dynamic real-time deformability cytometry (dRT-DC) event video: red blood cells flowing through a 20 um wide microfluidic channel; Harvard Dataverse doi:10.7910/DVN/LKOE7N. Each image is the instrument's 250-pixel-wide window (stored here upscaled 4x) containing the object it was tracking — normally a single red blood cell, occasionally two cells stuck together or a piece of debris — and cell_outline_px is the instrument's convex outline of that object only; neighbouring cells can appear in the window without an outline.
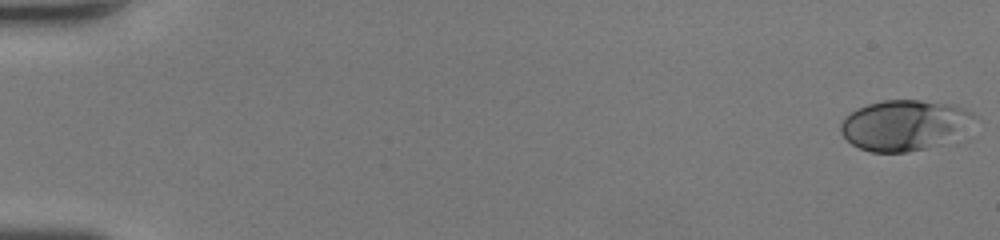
{"species": "human", "species_latin": "Homo sapiens", "temperature_condition": "room temperature", "stored_images_in_passage": 48, "camera_frame_rate_fps": 3000, "um_per_image_px": 0.085, "donor": {"sex": "female"}, "frame": {"image": 1, "passage_image": 1, "time_ms": 0.0, "image_size_px": [1000, 240], "cell_outline_px": [[976, 116], [960, 140], [956, 144], [908, 152], [872, 152], [860, 148], [852, 144], [840, 132], [840, 124], [856, 108], [880, 100], [920, 100], [952, 104], [964, 108], [972, 112]], "centroid_in_image_um": [77.0, 10.67], "position_along_channel_um": 8.0, "area_um2": 40.4}}
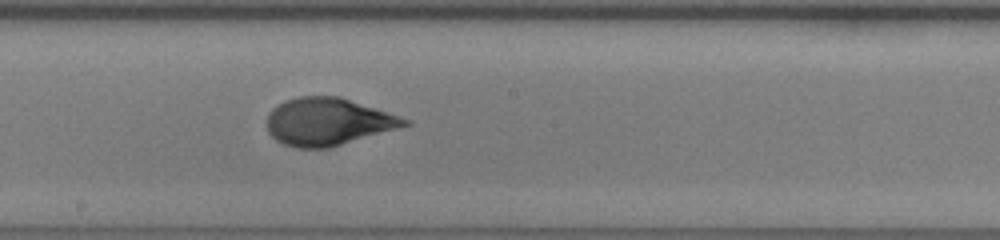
{"frame": {"image": 2, "passage_image": 28, "time_ms": 9.0, "image_size_px": [1000, 240], "cell_outline_px": [[412, 124], [332, 148], [296, 148], [284, 144], [276, 140], [268, 132], [268, 112], [272, 108], [284, 100], [300, 96], [340, 96], [408, 120]], "centroid_in_image_um": [27.84, 10.36], "position_along_channel_um": 220.4, "area_um2": 37.97}}
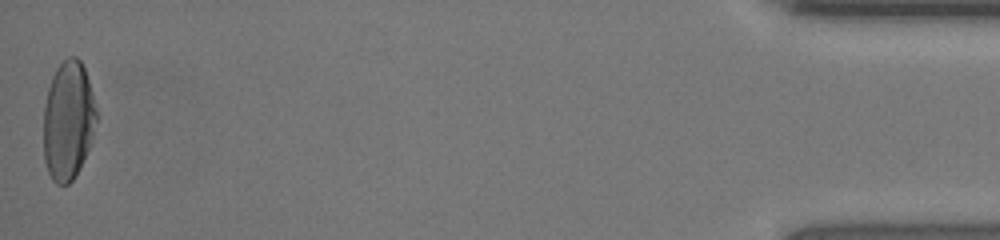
{"frame": {"image": 3, "passage_image": 48, "time_ms": 15.667, "image_size_px": [1000, 240], "cell_outline_px": [[96, 120], [92, 136], [88, 148], [80, 168], [72, 180], [68, 184], [56, 184], [52, 180], [48, 172], [44, 160], [44, 104], [48, 88], [52, 76], [56, 68], [68, 56], [76, 56], [80, 60], [84, 68], [92, 92], [96, 108]], "centroid_in_image_um": [5.77, 10.24], "position_along_channel_um": 429.4, "area_um2": 36.47}, "authors_computed_cell_mechanics": {"area_um2": 37.6856, "velocity_mm_per_s": 4.4683, "shape_relaxation_time_tau1_ms": 3.3729, "shape_relaxation_time_tau2_ms": null, "deformation_change_tau1": 0.1949, "deformation_change_tau2": null}}